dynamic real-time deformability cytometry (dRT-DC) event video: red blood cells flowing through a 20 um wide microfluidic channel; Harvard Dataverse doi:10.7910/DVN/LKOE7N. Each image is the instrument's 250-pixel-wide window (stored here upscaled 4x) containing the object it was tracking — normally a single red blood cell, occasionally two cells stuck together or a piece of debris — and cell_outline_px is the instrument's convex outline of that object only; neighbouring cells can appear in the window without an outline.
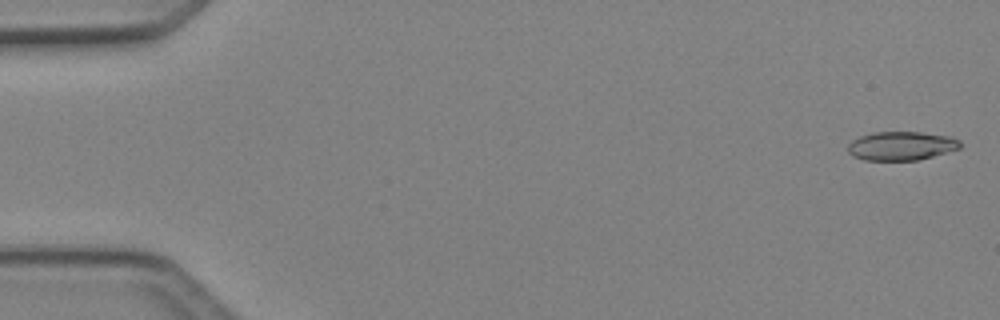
{"species": "Egyptian fruit bat (a non-hibernating species)", "species_latin": "Rousettus aegyptiacus", "temperature_condition": "cold", "stored_images_in_passage": 49, "camera_frame_rate_fps": 3000, "um_per_image_px": 0.085, "animal": {"sex": "female"}, "frame": {"image": 1, "passage_image": 1, "time_ms": 0.0, "image_size_px": [1000, 320], "cell_outline_px": [[960, 148], [932, 156], [916, 160], [864, 160], [852, 156], [848, 152], [848, 144], [852, 140], [860, 136], [872, 132], [920, 132], [952, 136], [960, 140]], "centroid_in_image_um": [76.59, 12.39], "position_along_channel_um": 8.4, "area_um2": 18.84}}
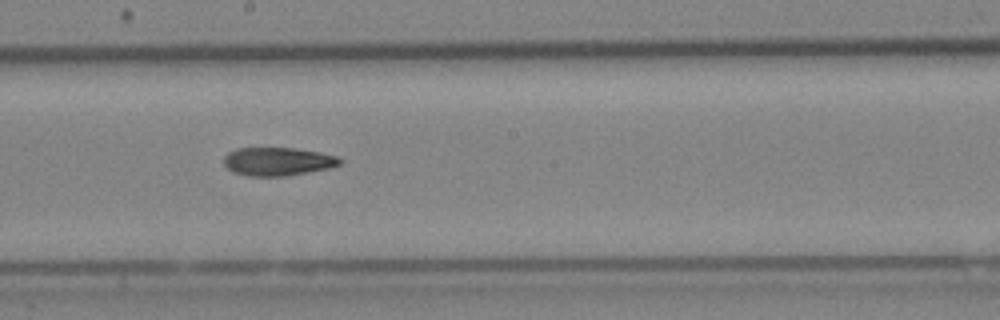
{"frame": {"image": 2, "passage_image": 27, "time_ms": 8.667, "image_size_px": [1000, 320], "cell_outline_px": [[344, 160], [340, 164], [332, 168], [284, 176], [248, 176], [232, 172], [224, 164], [224, 156], [228, 152], [236, 148], [296, 148], [320, 152], [340, 156]], "centroid_in_image_um": [23.65, 13.72], "position_along_channel_um": 224.6, "area_um2": 19.42}}
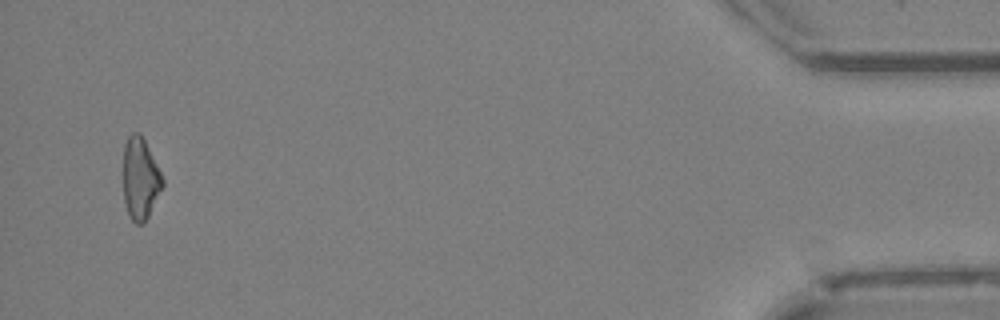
{"frame": {"image": 3, "passage_image": 47, "time_ms": 15.333, "image_size_px": [1000, 320], "cell_outline_px": [[164, 184], [144, 224], [136, 224], [128, 216], [124, 200], [124, 144], [128, 136], [132, 132], [140, 132], [164, 180]], "centroid_in_image_um": [11.91, 15.2], "position_along_channel_um": 423.3, "area_um2": 18.55}}